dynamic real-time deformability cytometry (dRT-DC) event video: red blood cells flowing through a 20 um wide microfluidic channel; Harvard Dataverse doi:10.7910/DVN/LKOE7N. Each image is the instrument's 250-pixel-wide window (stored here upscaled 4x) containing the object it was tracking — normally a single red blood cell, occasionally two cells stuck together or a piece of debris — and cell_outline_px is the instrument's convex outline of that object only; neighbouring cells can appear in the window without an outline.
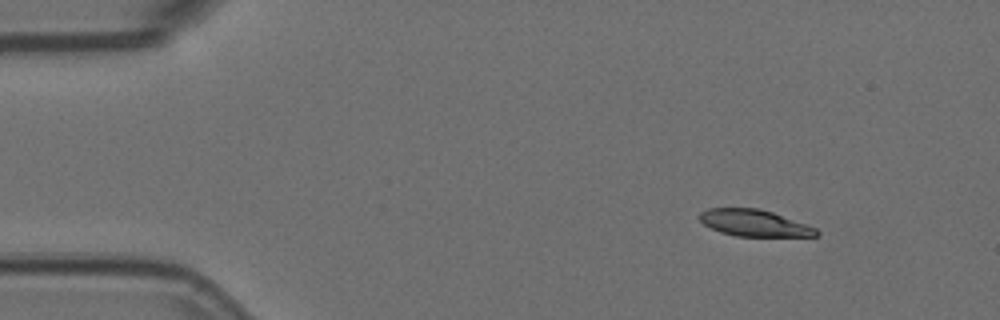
{"species": "Egyptian fruit bat (a non-hibernating species)", "species_latin": "Rousettus aegyptiacus", "temperature_condition": "room temperature", "stored_images_in_passage": 3, "camera_frame_rate_fps": 3000, "um_per_image_px": 0.085, "animal": {"sex": "female"}, "frame": {"image": 1, "passage_image": 3, "time_ms": 0.667, "image_size_px": [1000, 320], "cell_outline_px": [[820, 236], [736, 236], [720, 232], [704, 224], [700, 220], [700, 212], [708, 208], [760, 208], [808, 224], [816, 228], [820, 232]], "centroid_in_image_um": [64.15, 18.95], "position_along_channel_um": 20.9, "area_um2": 18.15}}